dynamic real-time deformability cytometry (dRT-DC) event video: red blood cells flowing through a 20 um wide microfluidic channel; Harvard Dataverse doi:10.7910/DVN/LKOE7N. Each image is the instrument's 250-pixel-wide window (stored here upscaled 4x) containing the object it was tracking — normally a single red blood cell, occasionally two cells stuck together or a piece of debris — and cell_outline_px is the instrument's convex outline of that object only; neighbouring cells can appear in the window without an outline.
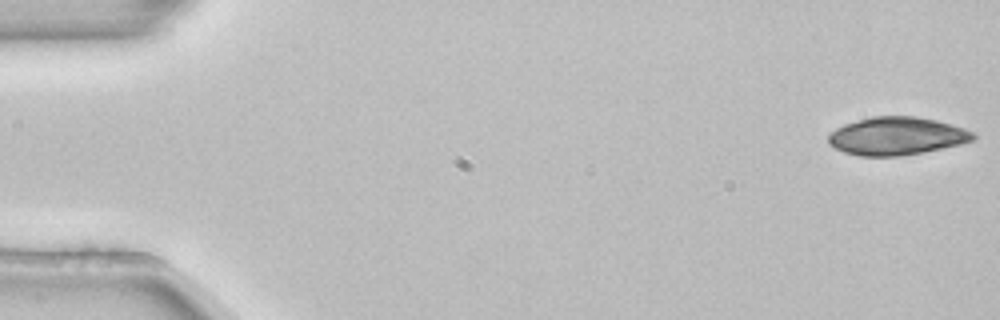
{"species": "common noctule bat (a hibernating species)", "species_latin": "Nyctalus noctula", "temperature_condition": "room temperature", "stored_images_in_passage": 6, "segment_of_instrument_passage": [1, 2], "camera_frame_rate_fps": 3000, "um_per_image_px": 0.085, "animal": {"sex": "female", "body_mass_g": 22.7, "forearm_length_mm": 54.2}, "frame": {"image": 1, "passage_image": 1, "time_ms": 0.0, "image_size_px": [1000, 320], "cell_outline_px": [[976, 140], [960, 144], [900, 156], [860, 156], [844, 152], [828, 144], [828, 136], [836, 128], [844, 124], [872, 116], [916, 116], [936, 120], [952, 124], [976, 132]], "centroid_in_image_um": [76.24, 11.55], "position_along_channel_um": 8.8, "area_um2": 32.02}}